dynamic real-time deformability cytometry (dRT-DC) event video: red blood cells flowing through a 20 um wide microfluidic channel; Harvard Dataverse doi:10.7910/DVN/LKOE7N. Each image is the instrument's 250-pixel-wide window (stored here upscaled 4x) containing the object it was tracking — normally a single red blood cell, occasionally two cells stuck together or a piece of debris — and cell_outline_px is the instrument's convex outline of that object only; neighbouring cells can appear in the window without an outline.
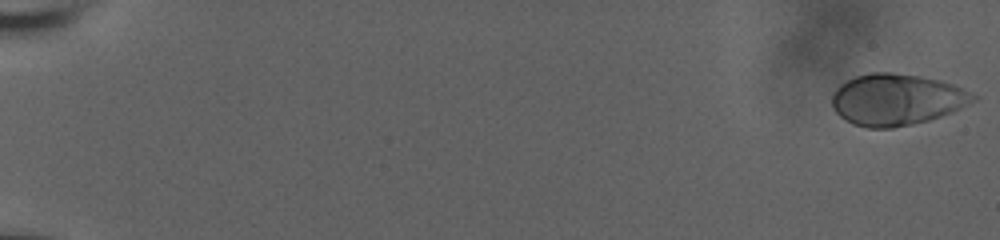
{"species": "human", "species_latin": "Homo sapiens", "temperature_condition": "room temperature", "stored_images_in_passage": 25, "camera_frame_rate_fps": 3000, "um_per_image_px": 0.085, "donor": {"sex": "male"}, "frame": {"image": 1, "passage_image": 1, "time_ms": 0.0, "image_size_px": [1000, 240], "cell_outline_px": [[976, 100], [952, 112], [928, 120], [912, 124], [892, 128], [868, 128], [852, 124], [840, 116], [832, 108], [832, 96], [836, 88], [840, 84], [856, 76], [872, 72], [892, 72], [920, 76], [940, 80], [952, 84], [976, 96]], "centroid_in_image_um": [76.17, 8.46], "position_along_channel_um": 8.8, "area_um2": 42.14}}
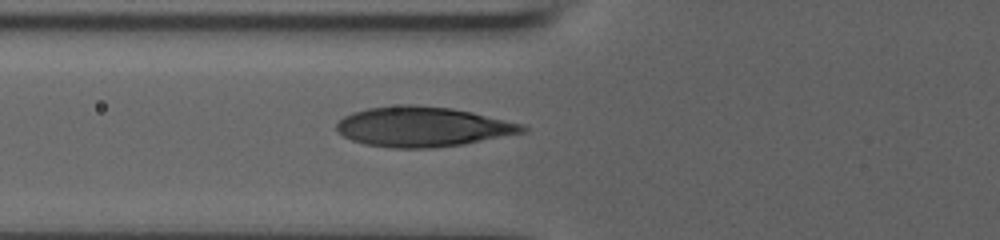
{"frame": {"image": 2, "passage_image": 18, "time_ms": 5.667, "image_size_px": [1000, 240], "cell_outline_px": [[528, 132], [464, 144], [432, 148], [392, 148], [364, 144], [352, 140], [344, 136], [336, 128], [336, 124], [344, 116], [352, 112], [368, 108], [404, 104], [412, 104], [452, 108], [472, 112], [524, 124], [528, 128]], "centroid_in_image_um": [35.97, 10.77], "position_along_channel_um": 89.8, "area_um2": 43.47}}
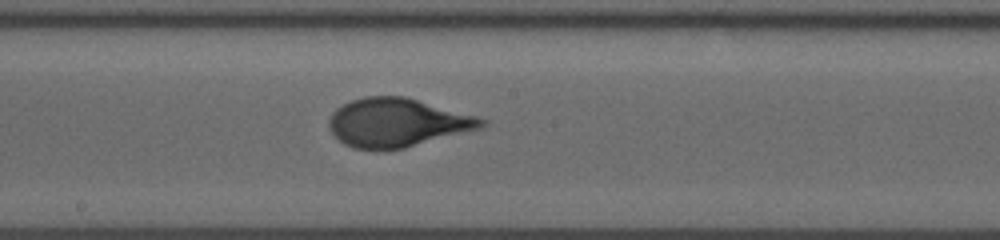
{"frame": {"image": 3, "passage_image": 25, "time_ms": 8.0, "image_size_px": [1000, 240], "cell_outline_px": [[488, 124], [480, 128], [404, 148], [356, 148], [344, 144], [328, 128], [328, 120], [332, 112], [336, 108], [352, 100], [364, 96], [404, 96], [476, 116], [488, 120]], "centroid_in_image_um": [33.75, 10.4], "position_along_channel_um": 214.5, "area_um2": 42.6}}